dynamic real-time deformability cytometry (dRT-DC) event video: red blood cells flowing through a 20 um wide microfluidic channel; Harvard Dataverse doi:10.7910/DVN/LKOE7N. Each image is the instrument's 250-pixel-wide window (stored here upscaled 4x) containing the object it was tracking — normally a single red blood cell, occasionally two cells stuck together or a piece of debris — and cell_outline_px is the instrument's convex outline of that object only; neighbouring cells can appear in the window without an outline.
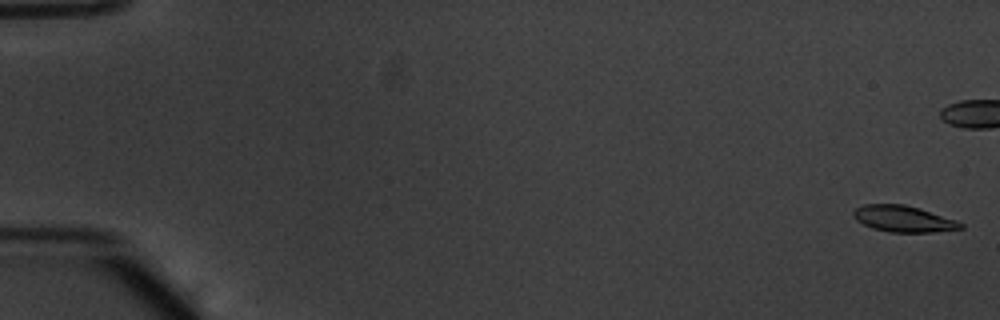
{"species": "common noctule bat (a hibernating species)", "species_latin": "Nyctalus noctula", "temperature_condition": "warm", "stored_images_in_passage": 9, "camera_frame_rate_fps": 3000, "um_per_image_px": 0.085, "animal": {"sex": "male", "body_mass_g": 20.1, "forearm_length_mm": 53.5}, "frame": {"image": 1, "passage_image": 1, "time_ms": 0.0, "image_size_px": [1000, 320], "cell_outline_px": [[964, 228], [932, 232], [888, 232], [872, 228], [856, 220], [852, 216], [852, 212], [856, 208], [864, 204], [904, 204], [920, 208], [956, 220], [964, 224]], "centroid_in_image_um": [76.78, 18.6], "position_along_channel_um": 8.2, "area_um2": 16.47}}